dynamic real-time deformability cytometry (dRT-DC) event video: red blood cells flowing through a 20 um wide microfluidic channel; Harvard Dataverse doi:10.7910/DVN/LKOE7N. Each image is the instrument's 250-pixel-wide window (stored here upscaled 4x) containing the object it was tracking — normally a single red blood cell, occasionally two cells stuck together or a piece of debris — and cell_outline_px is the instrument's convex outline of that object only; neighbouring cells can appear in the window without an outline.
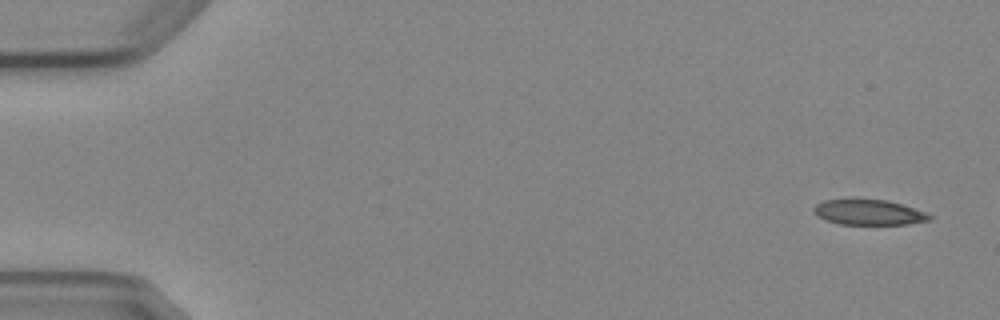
{"species": "Egyptian fruit bat (a non-hibernating species)", "species_latin": "Rousettus aegyptiacus", "temperature_condition": "cold", "stored_images_in_passage": 5, "camera_frame_rate_fps": 3000, "um_per_image_px": 0.085, "animal": {"sex": "female"}, "frame": {"image": 1, "passage_image": 1, "time_ms": 0.0, "image_size_px": [1000, 320], "cell_outline_px": [[932, 220], [908, 224], [840, 224], [824, 220], [816, 216], [812, 212], [812, 208], [816, 204], [824, 200], [884, 200], [900, 204], [928, 212], [932, 216]], "centroid_in_image_um": [73.83, 18.06], "position_along_channel_um": 11.2, "area_um2": 17.05}}